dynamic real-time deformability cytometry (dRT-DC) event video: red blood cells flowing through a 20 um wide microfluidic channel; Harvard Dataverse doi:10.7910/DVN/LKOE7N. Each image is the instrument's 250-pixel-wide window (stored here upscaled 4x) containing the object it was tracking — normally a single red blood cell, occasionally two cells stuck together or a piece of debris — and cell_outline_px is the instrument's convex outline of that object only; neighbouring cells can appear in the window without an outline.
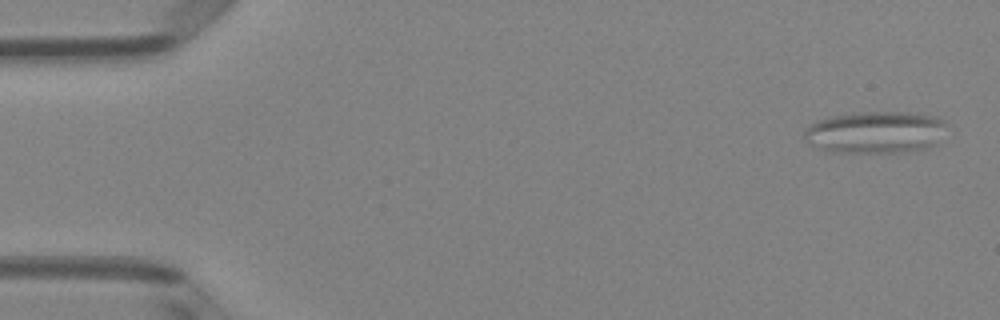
{"species": "Egyptian fruit bat (a non-hibernating species)", "species_latin": "Rousettus aegyptiacus", "temperature_condition": "room temperature", "stored_images_in_passage": 7, "camera_frame_rate_fps": 3000, "um_per_image_px": 0.085, "animal": {"sex": "female"}, "frame": {"image": 1, "passage_image": 1, "time_ms": 0.0, "image_size_px": [1000, 320], "cell_outline_px": [[944, 124], [936, 144], [924, 148], [904, 152], [828, 152], [804, 140], [804, 128], [808, 124], [820, 120], [852, 112], [908, 112], [936, 116], [944, 120]], "centroid_in_image_um": [74.36, 11.24], "position_along_channel_um": 10.6, "area_um2": 34.62}}
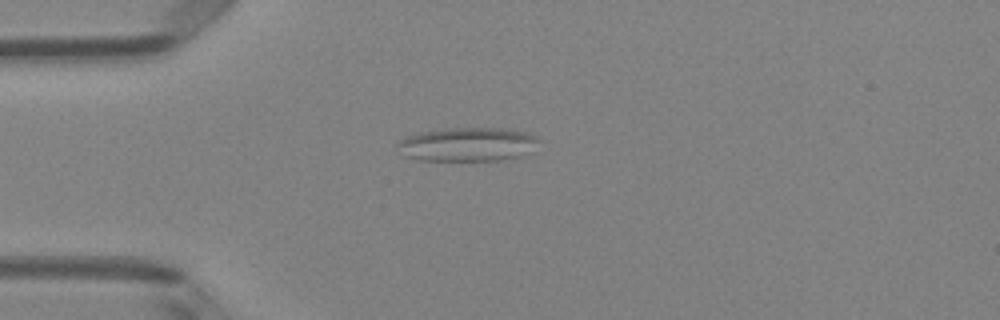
{"frame": {"image": 2, "passage_image": 4, "time_ms": 1.0, "image_size_px": [1000, 320], "cell_outline_px": [[544, 140], [520, 156], [500, 160], [416, 160], [404, 156], [396, 144], [400, 140], [408, 136], [420, 132], [452, 128], [500, 128], [524, 132], [536, 136]], "centroid_in_image_um": [39.74, 12.27], "position_along_channel_um": 45.3, "area_um2": 27.69}}